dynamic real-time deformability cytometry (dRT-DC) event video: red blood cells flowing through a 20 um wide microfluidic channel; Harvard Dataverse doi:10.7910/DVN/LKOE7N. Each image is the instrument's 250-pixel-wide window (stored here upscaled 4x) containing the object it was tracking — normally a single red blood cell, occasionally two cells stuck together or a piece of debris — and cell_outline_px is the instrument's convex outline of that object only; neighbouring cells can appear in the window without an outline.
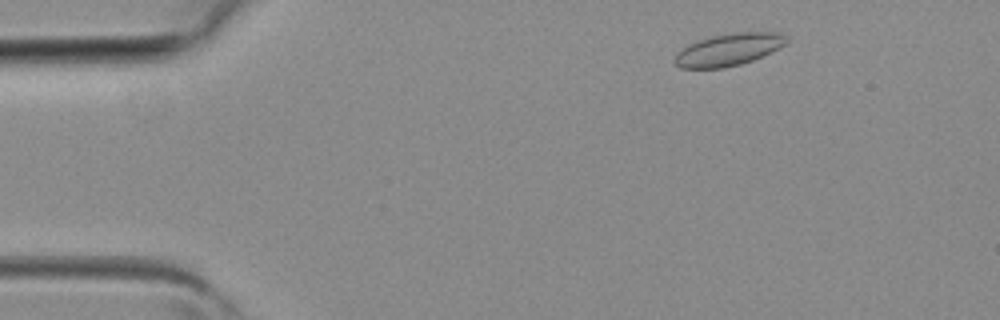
{"species": "common noctule bat (a hibernating species)", "species_latin": "Nyctalus noctula", "temperature_condition": "room temperature", "stored_images_in_passage": 2, "camera_frame_rate_fps": 3000, "um_per_image_px": 0.085, "animal": {"sex": "female", "body_mass_g": 19.3, "forearm_length_mm": 54.1}, "frame": {"image": 1, "passage_image": 1, "time_ms": 0.0, "image_size_px": [1000, 320], "cell_outline_px": [[788, 44], [772, 52], [752, 60], [740, 64], [724, 68], [680, 68], [672, 60], [676, 52], [688, 44], [712, 36], [736, 32], [780, 32], [788, 40]], "centroid_in_image_um": [61.93, 4.22], "position_along_channel_um": 23.1, "area_um2": 21.1}}